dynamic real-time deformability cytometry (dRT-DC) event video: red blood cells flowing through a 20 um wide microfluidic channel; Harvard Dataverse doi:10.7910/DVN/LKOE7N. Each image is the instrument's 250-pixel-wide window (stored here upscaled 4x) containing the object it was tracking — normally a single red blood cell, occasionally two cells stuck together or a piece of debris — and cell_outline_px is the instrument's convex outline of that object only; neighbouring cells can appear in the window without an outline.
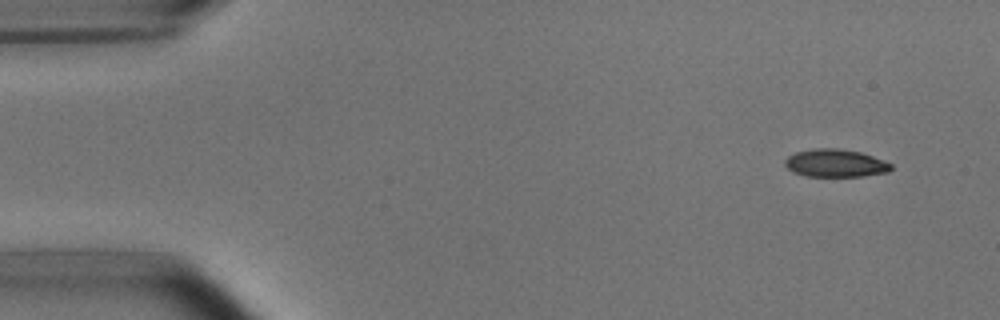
{"species": "common noctule bat (a hibernating species)", "species_latin": "Nyctalus noctula", "temperature_condition": "room temperature", "stored_images_in_passage": 4, "camera_frame_rate_fps": 3000, "um_per_image_px": 0.085, "animal": {"sex": "male", "body_mass_g": 15.6}, "frame": {"image": 1, "passage_image": 1, "time_ms": 0.0, "image_size_px": [1000, 320], "cell_outline_px": [[892, 168], [888, 172], [864, 176], [808, 176], [792, 172], [784, 164], [784, 160], [788, 156], [796, 152], [816, 148], [836, 148], [860, 152], [872, 156], [892, 164]], "centroid_in_image_um": [70.99, 13.87], "position_along_channel_um": 14.0, "area_um2": 17.11}}
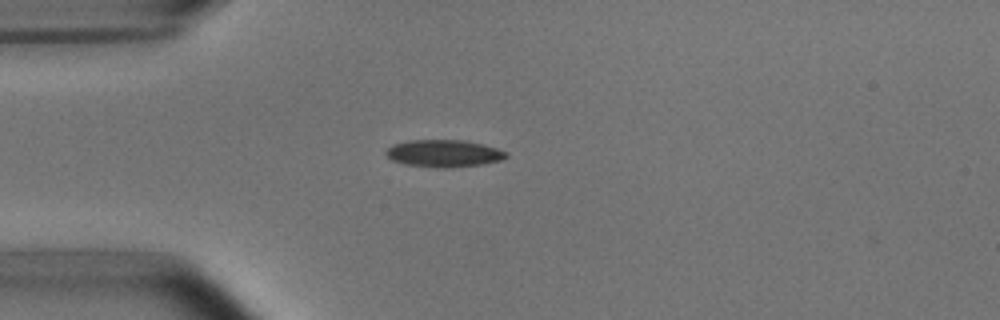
{"frame": {"image": 2, "passage_image": 4, "time_ms": 3.333, "image_size_px": [1000, 320], "cell_outline_px": [[508, 156], [500, 160], [480, 164], [444, 168], [404, 164], [392, 160], [384, 152], [392, 144], [408, 140], [468, 140], [484, 144], [508, 152]], "centroid_in_image_um": [37.72, 13.02], "position_along_channel_um": 47.3, "area_um2": 19.02}}